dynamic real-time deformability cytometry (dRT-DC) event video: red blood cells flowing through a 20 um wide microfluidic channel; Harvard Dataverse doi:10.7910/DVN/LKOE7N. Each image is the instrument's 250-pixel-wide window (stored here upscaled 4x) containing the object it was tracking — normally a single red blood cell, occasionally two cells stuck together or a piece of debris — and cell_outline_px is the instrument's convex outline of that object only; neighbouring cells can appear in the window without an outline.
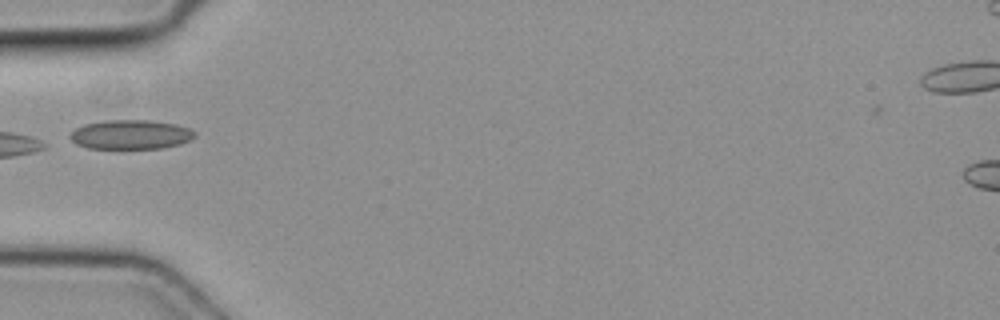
{"species": "common noctule bat (a hibernating species)", "species_latin": "Nyctalus noctula", "temperature_condition": "cold", "stored_images_in_passage": 1, "camera_frame_rate_fps": 3000, "um_per_image_px": 0.085, "animal": {"sex": "female", "body_mass_g": 19.3, "forearm_length_mm": 54.1}, "frame": {"image": 1, "passage_image": 1, "time_ms": 0.0, "image_size_px": [1000, 320], "cell_outline_px": [[196, 136], [192, 140], [180, 144], [164, 148], [88, 148], [76, 144], [68, 136], [76, 128], [84, 124], [104, 120], [148, 120], [176, 124], [188, 128], [196, 132]], "centroid_in_image_um": [11.13, 11.43], "position_along_channel_um": 73.9, "area_um2": 21.39}}